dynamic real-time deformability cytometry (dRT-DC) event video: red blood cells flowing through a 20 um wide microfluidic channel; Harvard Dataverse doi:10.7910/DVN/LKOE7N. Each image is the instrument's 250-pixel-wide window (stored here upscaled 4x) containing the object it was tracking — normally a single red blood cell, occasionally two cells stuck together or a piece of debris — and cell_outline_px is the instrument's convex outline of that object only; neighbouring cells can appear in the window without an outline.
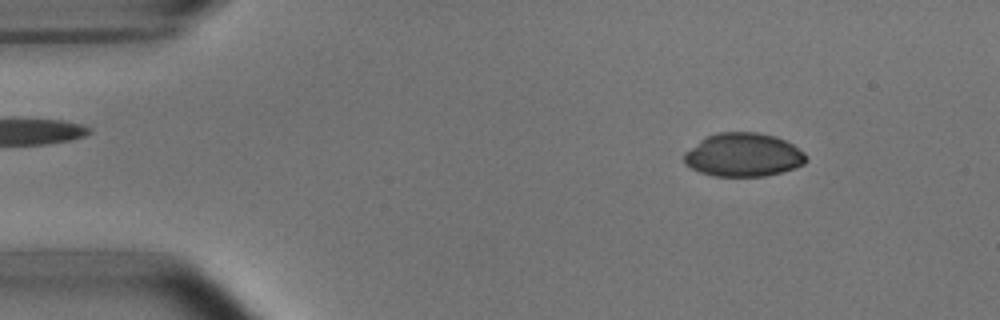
{"species": "common noctule bat (a hibernating species)", "species_latin": "Nyctalus noctula", "temperature_condition": "room temperature", "stored_images_in_passage": 51, "camera_frame_rate_fps": 3000, "um_per_image_px": 0.085, "animal": {"sex": "male", "body_mass_g": 15.6}, "frame": {"image": 1, "passage_image": 6, "time_ms": 1.667, "image_size_px": [1000, 320], "cell_outline_px": [[808, 160], [804, 164], [796, 168], [764, 176], [712, 176], [700, 172], [692, 168], [684, 160], [684, 152], [700, 140], [716, 132], [756, 132], [776, 136], [792, 144], [804, 152]], "centroid_in_image_um": [63.2, 13.16], "position_along_channel_um": 21.8, "area_um2": 30.92}}
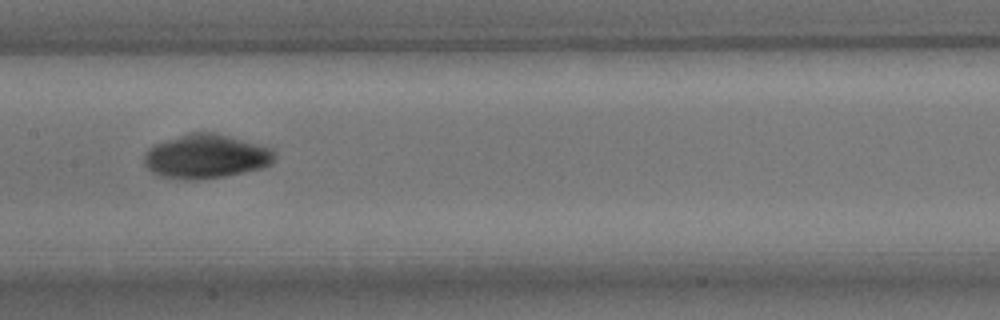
{"frame": {"image": 2, "passage_image": 25, "time_ms": 8.0, "image_size_px": [1000, 320], "cell_outline_px": [[276, 156], [272, 164], [264, 168], [224, 176], [200, 180], [176, 180], [160, 176], [152, 172], [144, 164], [144, 156], [148, 148], [152, 144], [188, 132], [216, 132], [272, 148], [276, 152]], "centroid_in_image_um": [17.5, 13.3], "position_along_channel_um": 189.9, "area_um2": 34.16}}
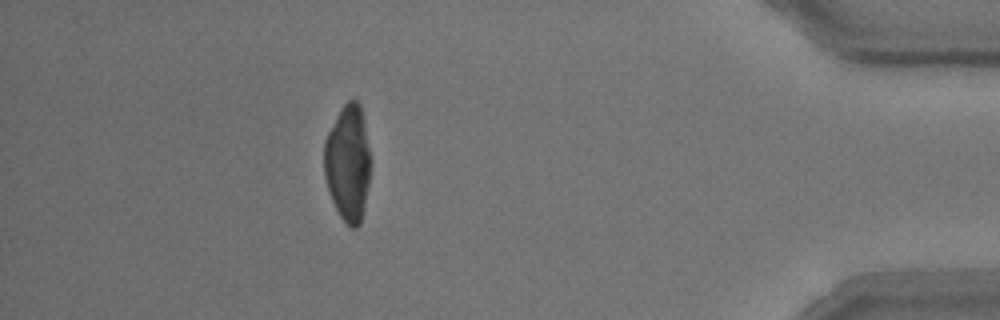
{"frame": {"image": 3, "passage_image": 46, "time_ms": 15.0, "image_size_px": [1000, 320], "cell_outline_px": [[372, 160], [368, 184], [360, 224], [356, 228], [352, 228], [340, 216], [332, 200], [324, 176], [324, 140], [340, 108], [348, 100], [356, 100], [360, 104], [364, 120]], "centroid_in_image_um": [29.58, 13.81], "position_along_channel_um": 405.6, "area_um2": 31.62}}